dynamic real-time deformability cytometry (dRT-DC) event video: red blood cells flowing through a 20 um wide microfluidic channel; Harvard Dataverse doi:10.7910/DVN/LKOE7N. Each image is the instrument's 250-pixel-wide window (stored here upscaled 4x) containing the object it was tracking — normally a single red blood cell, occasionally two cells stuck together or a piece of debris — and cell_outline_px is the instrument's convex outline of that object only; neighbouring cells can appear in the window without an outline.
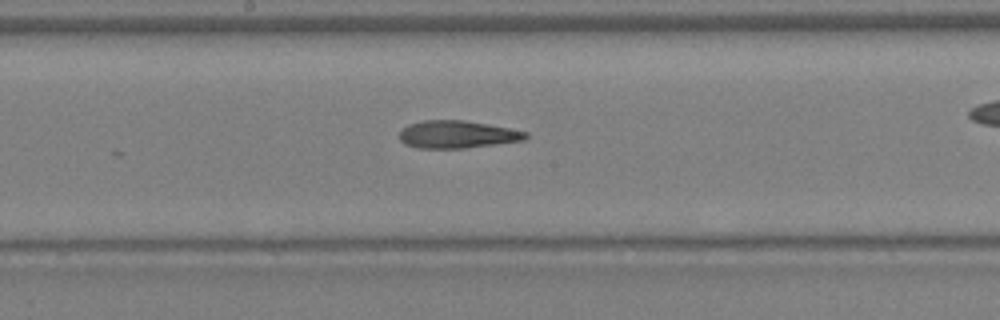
{"species": "Egyptian fruit bat (a non-hibernating species)", "species_latin": "Rousettus aegyptiacus", "temperature_condition": "warm", "stored_images_in_passage": 24, "camera_frame_rate_fps": 3000, "um_per_image_px": 0.085, "animal": {"sex": "female"}, "frame": {"image": 1, "passage_image": 14, "time_ms": 4.333, "image_size_px": [1000, 320], "cell_outline_px": [[528, 136], [524, 140], [464, 148], [416, 148], [404, 144], [400, 140], [400, 128], [408, 124], [424, 120], [464, 120], [488, 124], [528, 132]], "centroid_in_image_um": [38.82, 11.42], "position_along_channel_um": 209.4, "area_um2": 20.29}}